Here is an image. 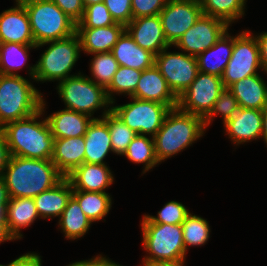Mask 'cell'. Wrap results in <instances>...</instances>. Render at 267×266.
Here are the masks:
<instances>
[{
  "label": "cell",
  "instance_id": "5b68a950",
  "mask_svg": "<svg viewBox=\"0 0 267 266\" xmlns=\"http://www.w3.org/2000/svg\"><path fill=\"white\" fill-rule=\"evenodd\" d=\"M45 44L51 45L42 54L37 64L30 67L29 74L31 78L36 81L45 82L48 80L63 81L70 77L68 74L79 58V52L81 50V42L78 34L75 33L61 40L45 42L36 47Z\"/></svg>",
  "mask_w": 267,
  "mask_h": 266
},
{
  "label": "cell",
  "instance_id": "681fc988",
  "mask_svg": "<svg viewBox=\"0 0 267 266\" xmlns=\"http://www.w3.org/2000/svg\"><path fill=\"white\" fill-rule=\"evenodd\" d=\"M93 266H122L116 263L111 262L110 260L106 259L105 257L97 256L93 259Z\"/></svg>",
  "mask_w": 267,
  "mask_h": 266
},
{
  "label": "cell",
  "instance_id": "e575fe53",
  "mask_svg": "<svg viewBox=\"0 0 267 266\" xmlns=\"http://www.w3.org/2000/svg\"><path fill=\"white\" fill-rule=\"evenodd\" d=\"M142 71L130 67L119 66L117 72L114 74L110 85L106 88L109 100L114 103L111 96L113 92L126 93L130 97L134 94L137 84L139 82Z\"/></svg>",
  "mask_w": 267,
  "mask_h": 266
},
{
  "label": "cell",
  "instance_id": "60d3db41",
  "mask_svg": "<svg viewBox=\"0 0 267 266\" xmlns=\"http://www.w3.org/2000/svg\"><path fill=\"white\" fill-rule=\"evenodd\" d=\"M104 3L115 22L126 26L133 19L131 0H104Z\"/></svg>",
  "mask_w": 267,
  "mask_h": 266
},
{
  "label": "cell",
  "instance_id": "db71d44e",
  "mask_svg": "<svg viewBox=\"0 0 267 266\" xmlns=\"http://www.w3.org/2000/svg\"><path fill=\"white\" fill-rule=\"evenodd\" d=\"M41 1H48V0H16V4L19 6H25L34 2H41Z\"/></svg>",
  "mask_w": 267,
  "mask_h": 266
},
{
  "label": "cell",
  "instance_id": "ba28073f",
  "mask_svg": "<svg viewBox=\"0 0 267 266\" xmlns=\"http://www.w3.org/2000/svg\"><path fill=\"white\" fill-rule=\"evenodd\" d=\"M94 81L81 75V73L71 75L60 81L57 89L66 104V109L92 116L91 113L95 110L112 104L108 98L106 88Z\"/></svg>",
  "mask_w": 267,
  "mask_h": 266
},
{
  "label": "cell",
  "instance_id": "484cf974",
  "mask_svg": "<svg viewBox=\"0 0 267 266\" xmlns=\"http://www.w3.org/2000/svg\"><path fill=\"white\" fill-rule=\"evenodd\" d=\"M73 194V187L67 177H64L52 188L34 197L36 209L41 218L61 216Z\"/></svg>",
  "mask_w": 267,
  "mask_h": 266
},
{
  "label": "cell",
  "instance_id": "d590c367",
  "mask_svg": "<svg viewBox=\"0 0 267 266\" xmlns=\"http://www.w3.org/2000/svg\"><path fill=\"white\" fill-rule=\"evenodd\" d=\"M183 231L184 246H201L209 238L210 228L208 222L196 215L189 213L181 224Z\"/></svg>",
  "mask_w": 267,
  "mask_h": 266
},
{
  "label": "cell",
  "instance_id": "9c48e42d",
  "mask_svg": "<svg viewBox=\"0 0 267 266\" xmlns=\"http://www.w3.org/2000/svg\"><path fill=\"white\" fill-rule=\"evenodd\" d=\"M131 103L111 107V111L131 130L140 135H156L170 110L167 105L132 98Z\"/></svg>",
  "mask_w": 267,
  "mask_h": 266
},
{
  "label": "cell",
  "instance_id": "e0dca14e",
  "mask_svg": "<svg viewBox=\"0 0 267 266\" xmlns=\"http://www.w3.org/2000/svg\"><path fill=\"white\" fill-rule=\"evenodd\" d=\"M35 44L25 6L5 10L0 14V43Z\"/></svg>",
  "mask_w": 267,
  "mask_h": 266
},
{
  "label": "cell",
  "instance_id": "603a6c76",
  "mask_svg": "<svg viewBox=\"0 0 267 266\" xmlns=\"http://www.w3.org/2000/svg\"><path fill=\"white\" fill-rule=\"evenodd\" d=\"M84 140V163L105 164L103 159L108 152H113L108 124L103 119L94 118L87 128Z\"/></svg>",
  "mask_w": 267,
  "mask_h": 266
},
{
  "label": "cell",
  "instance_id": "7dc6e473",
  "mask_svg": "<svg viewBox=\"0 0 267 266\" xmlns=\"http://www.w3.org/2000/svg\"><path fill=\"white\" fill-rule=\"evenodd\" d=\"M7 209H0V243L4 241L13 240L7 229Z\"/></svg>",
  "mask_w": 267,
  "mask_h": 266
},
{
  "label": "cell",
  "instance_id": "7a4b0ae2",
  "mask_svg": "<svg viewBox=\"0 0 267 266\" xmlns=\"http://www.w3.org/2000/svg\"><path fill=\"white\" fill-rule=\"evenodd\" d=\"M44 100L41 110L35 114L5 124L0 131L4 134L11 156L34 159H51L54 136L47 118L37 122L44 111Z\"/></svg>",
  "mask_w": 267,
  "mask_h": 266
},
{
  "label": "cell",
  "instance_id": "bcb514c9",
  "mask_svg": "<svg viewBox=\"0 0 267 266\" xmlns=\"http://www.w3.org/2000/svg\"><path fill=\"white\" fill-rule=\"evenodd\" d=\"M259 45L260 62L262 69L267 72V32L256 37Z\"/></svg>",
  "mask_w": 267,
  "mask_h": 266
},
{
  "label": "cell",
  "instance_id": "ab89813d",
  "mask_svg": "<svg viewBox=\"0 0 267 266\" xmlns=\"http://www.w3.org/2000/svg\"><path fill=\"white\" fill-rule=\"evenodd\" d=\"M239 109V103L233 93L228 88H224L221 91L219 98L215 101L212 110L204 118L205 127L210 124L211 120H213V116L217 113H220L223 116V123L225 124Z\"/></svg>",
  "mask_w": 267,
  "mask_h": 266
},
{
  "label": "cell",
  "instance_id": "ac0fdd59",
  "mask_svg": "<svg viewBox=\"0 0 267 266\" xmlns=\"http://www.w3.org/2000/svg\"><path fill=\"white\" fill-rule=\"evenodd\" d=\"M73 190L102 192L113 183V175L105 164L83 163L66 176Z\"/></svg>",
  "mask_w": 267,
  "mask_h": 266
},
{
  "label": "cell",
  "instance_id": "83f0119b",
  "mask_svg": "<svg viewBox=\"0 0 267 266\" xmlns=\"http://www.w3.org/2000/svg\"><path fill=\"white\" fill-rule=\"evenodd\" d=\"M6 214L7 229L14 240L21 238V228L30 226L39 217L35 201L31 197H10Z\"/></svg>",
  "mask_w": 267,
  "mask_h": 266
},
{
  "label": "cell",
  "instance_id": "f6af8a7d",
  "mask_svg": "<svg viewBox=\"0 0 267 266\" xmlns=\"http://www.w3.org/2000/svg\"><path fill=\"white\" fill-rule=\"evenodd\" d=\"M10 152L4 134L0 131V176H3V171L8 165Z\"/></svg>",
  "mask_w": 267,
  "mask_h": 266
},
{
  "label": "cell",
  "instance_id": "30bf717a",
  "mask_svg": "<svg viewBox=\"0 0 267 266\" xmlns=\"http://www.w3.org/2000/svg\"><path fill=\"white\" fill-rule=\"evenodd\" d=\"M252 36L249 31H243L234 37L232 55L222 75L224 88L248 76L258 74L257 69L262 68L259 45L256 37Z\"/></svg>",
  "mask_w": 267,
  "mask_h": 266
},
{
  "label": "cell",
  "instance_id": "f907efd6",
  "mask_svg": "<svg viewBox=\"0 0 267 266\" xmlns=\"http://www.w3.org/2000/svg\"><path fill=\"white\" fill-rule=\"evenodd\" d=\"M184 262H166V261H154L144 263L143 266H184Z\"/></svg>",
  "mask_w": 267,
  "mask_h": 266
},
{
  "label": "cell",
  "instance_id": "8fae6325",
  "mask_svg": "<svg viewBox=\"0 0 267 266\" xmlns=\"http://www.w3.org/2000/svg\"><path fill=\"white\" fill-rule=\"evenodd\" d=\"M223 89L222 77L198 72L194 81L178 97V107L205 118Z\"/></svg>",
  "mask_w": 267,
  "mask_h": 266
},
{
  "label": "cell",
  "instance_id": "ffe728a7",
  "mask_svg": "<svg viewBox=\"0 0 267 266\" xmlns=\"http://www.w3.org/2000/svg\"><path fill=\"white\" fill-rule=\"evenodd\" d=\"M124 31L125 25L117 22L107 27L76 28L81 50L88 54L111 52Z\"/></svg>",
  "mask_w": 267,
  "mask_h": 266
},
{
  "label": "cell",
  "instance_id": "9a60e30c",
  "mask_svg": "<svg viewBox=\"0 0 267 266\" xmlns=\"http://www.w3.org/2000/svg\"><path fill=\"white\" fill-rule=\"evenodd\" d=\"M132 39L143 49L158 55L163 49L170 47L167 42L159 14L132 19L125 26Z\"/></svg>",
  "mask_w": 267,
  "mask_h": 266
},
{
  "label": "cell",
  "instance_id": "2e32d148",
  "mask_svg": "<svg viewBox=\"0 0 267 266\" xmlns=\"http://www.w3.org/2000/svg\"><path fill=\"white\" fill-rule=\"evenodd\" d=\"M131 98L162 103L170 109L178 106V97L172 92L155 64L142 71Z\"/></svg>",
  "mask_w": 267,
  "mask_h": 266
},
{
  "label": "cell",
  "instance_id": "1f68e13d",
  "mask_svg": "<svg viewBox=\"0 0 267 266\" xmlns=\"http://www.w3.org/2000/svg\"><path fill=\"white\" fill-rule=\"evenodd\" d=\"M205 15L219 18L228 25L244 15L246 0H199ZM244 7V8H243Z\"/></svg>",
  "mask_w": 267,
  "mask_h": 266
},
{
  "label": "cell",
  "instance_id": "3957f363",
  "mask_svg": "<svg viewBox=\"0 0 267 266\" xmlns=\"http://www.w3.org/2000/svg\"><path fill=\"white\" fill-rule=\"evenodd\" d=\"M205 128L203 117L185 112L178 106L170 109L161 128L153 137L159 163L199 139L204 135Z\"/></svg>",
  "mask_w": 267,
  "mask_h": 266
},
{
  "label": "cell",
  "instance_id": "6da1fadb",
  "mask_svg": "<svg viewBox=\"0 0 267 266\" xmlns=\"http://www.w3.org/2000/svg\"><path fill=\"white\" fill-rule=\"evenodd\" d=\"M3 179L10 197L34 198L58 184L65 176L51 159L10 156Z\"/></svg>",
  "mask_w": 267,
  "mask_h": 266
},
{
  "label": "cell",
  "instance_id": "7c38bea8",
  "mask_svg": "<svg viewBox=\"0 0 267 266\" xmlns=\"http://www.w3.org/2000/svg\"><path fill=\"white\" fill-rule=\"evenodd\" d=\"M163 49L155 56V66L166 79L172 92L179 97L197 76L198 63L195 56L168 52Z\"/></svg>",
  "mask_w": 267,
  "mask_h": 266
},
{
  "label": "cell",
  "instance_id": "cb8c5ba5",
  "mask_svg": "<svg viewBox=\"0 0 267 266\" xmlns=\"http://www.w3.org/2000/svg\"><path fill=\"white\" fill-rule=\"evenodd\" d=\"M233 45L234 38L226 31L212 47L196 57L198 71L222 77L232 55Z\"/></svg>",
  "mask_w": 267,
  "mask_h": 266
},
{
  "label": "cell",
  "instance_id": "4316f807",
  "mask_svg": "<svg viewBox=\"0 0 267 266\" xmlns=\"http://www.w3.org/2000/svg\"><path fill=\"white\" fill-rule=\"evenodd\" d=\"M228 89L242 108L262 110L267 103V85L259 74L241 79Z\"/></svg>",
  "mask_w": 267,
  "mask_h": 266
},
{
  "label": "cell",
  "instance_id": "5bb4252c",
  "mask_svg": "<svg viewBox=\"0 0 267 266\" xmlns=\"http://www.w3.org/2000/svg\"><path fill=\"white\" fill-rule=\"evenodd\" d=\"M229 25L223 20L202 14L174 44L187 54L197 57L212 47L228 30Z\"/></svg>",
  "mask_w": 267,
  "mask_h": 266
},
{
  "label": "cell",
  "instance_id": "7402d4cb",
  "mask_svg": "<svg viewBox=\"0 0 267 266\" xmlns=\"http://www.w3.org/2000/svg\"><path fill=\"white\" fill-rule=\"evenodd\" d=\"M119 66L143 71L155 63V55L140 47L125 30L111 50Z\"/></svg>",
  "mask_w": 267,
  "mask_h": 266
},
{
  "label": "cell",
  "instance_id": "277c9868",
  "mask_svg": "<svg viewBox=\"0 0 267 266\" xmlns=\"http://www.w3.org/2000/svg\"><path fill=\"white\" fill-rule=\"evenodd\" d=\"M42 100L38 90L21 75L0 74V128L38 112Z\"/></svg>",
  "mask_w": 267,
  "mask_h": 266
},
{
  "label": "cell",
  "instance_id": "d4e9b609",
  "mask_svg": "<svg viewBox=\"0 0 267 266\" xmlns=\"http://www.w3.org/2000/svg\"><path fill=\"white\" fill-rule=\"evenodd\" d=\"M90 117L81 112L63 109L47 117V121L54 138H69L84 136L94 119Z\"/></svg>",
  "mask_w": 267,
  "mask_h": 266
},
{
  "label": "cell",
  "instance_id": "ee69618b",
  "mask_svg": "<svg viewBox=\"0 0 267 266\" xmlns=\"http://www.w3.org/2000/svg\"><path fill=\"white\" fill-rule=\"evenodd\" d=\"M0 266H41V258L35 253H26L8 265L0 264Z\"/></svg>",
  "mask_w": 267,
  "mask_h": 266
},
{
  "label": "cell",
  "instance_id": "d6a6232c",
  "mask_svg": "<svg viewBox=\"0 0 267 266\" xmlns=\"http://www.w3.org/2000/svg\"><path fill=\"white\" fill-rule=\"evenodd\" d=\"M102 119L109 127L113 152L117 155H123L137 133L111 111V106L110 109L103 112Z\"/></svg>",
  "mask_w": 267,
  "mask_h": 266
},
{
  "label": "cell",
  "instance_id": "836d02e7",
  "mask_svg": "<svg viewBox=\"0 0 267 266\" xmlns=\"http://www.w3.org/2000/svg\"><path fill=\"white\" fill-rule=\"evenodd\" d=\"M151 138L137 134L123 154L134 163H145L143 173L159 163L155 154L154 140Z\"/></svg>",
  "mask_w": 267,
  "mask_h": 266
},
{
  "label": "cell",
  "instance_id": "74e56055",
  "mask_svg": "<svg viewBox=\"0 0 267 266\" xmlns=\"http://www.w3.org/2000/svg\"><path fill=\"white\" fill-rule=\"evenodd\" d=\"M104 2L89 5L84 8L82 19L76 24V28H98L115 24Z\"/></svg>",
  "mask_w": 267,
  "mask_h": 266
},
{
  "label": "cell",
  "instance_id": "44dd1931",
  "mask_svg": "<svg viewBox=\"0 0 267 266\" xmlns=\"http://www.w3.org/2000/svg\"><path fill=\"white\" fill-rule=\"evenodd\" d=\"M84 136L55 138L51 160L66 177L84 163Z\"/></svg>",
  "mask_w": 267,
  "mask_h": 266
},
{
  "label": "cell",
  "instance_id": "c3c4849f",
  "mask_svg": "<svg viewBox=\"0 0 267 266\" xmlns=\"http://www.w3.org/2000/svg\"><path fill=\"white\" fill-rule=\"evenodd\" d=\"M10 196L8 189L6 188L5 181L2 176H0V209H7V204L9 202Z\"/></svg>",
  "mask_w": 267,
  "mask_h": 266
},
{
  "label": "cell",
  "instance_id": "8992f818",
  "mask_svg": "<svg viewBox=\"0 0 267 266\" xmlns=\"http://www.w3.org/2000/svg\"><path fill=\"white\" fill-rule=\"evenodd\" d=\"M36 46L68 38L76 33V23L52 0L25 5Z\"/></svg>",
  "mask_w": 267,
  "mask_h": 266
},
{
  "label": "cell",
  "instance_id": "8d00e7d4",
  "mask_svg": "<svg viewBox=\"0 0 267 266\" xmlns=\"http://www.w3.org/2000/svg\"><path fill=\"white\" fill-rule=\"evenodd\" d=\"M90 66L92 77L97 80L94 82L107 88L117 72L119 64L111 52H106L95 53Z\"/></svg>",
  "mask_w": 267,
  "mask_h": 266
},
{
  "label": "cell",
  "instance_id": "f35d334b",
  "mask_svg": "<svg viewBox=\"0 0 267 266\" xmlns=\"http://www.w3.org/2000/svg\"><path fill=\"white\" fill-rule=\"evenodd\" d=\"M190 212L180 202L170 201L158 212V216L144 215L142 223L182 224Z\"/></svg>",
  "mask_w": 267,
  "mask_h": 266
},
{
  "label": "cell",
  "instance_id": "d6986e66",
  "mask_svg": "<svg viewBox=\"0 0 267 266\" xmlns=\"http://www.w3.org/2000/svg\"><path fill=\"white\" fill-rule=\"evenodd\" d=\"M262 119V110L240 107L224 126L229 137L238 145L262 137Z\"/></svg>",
  "mask_w": 267,
  "mask_h": 266
},
{
  "label": "cell",
  "instance_id": "4dcf8cb0",
  "mask_svg": "<svg viewBox=\"0 0 267 266\" xmlns=\"http://www.w3.org/2000/svg\"><path fill=\"white\" fill-rule=\"evenodd\" d=\"M31 48H37L36 44L0 43V74L19 75L14 70L24 65Z\"/></svg>",
  "mask_w": 267,
  "mask_h": 266
},
{
  "label": "cell",
  "instance_id": "7bdbcfd3",
  "mask_svg": "<svg viewBox=\"0 0 267 266\" xmlns=\"http://www.w3.org/2000/svg\"><path fill=\"white\" fill-rule=\"evenodd\" d=\"M76 24L82 19L84 6L82 0H52Z\"/></svg>",
  "mask_w": 267,
  "mask_h": 266
},
{
  "label": "cell",
  "instance_id": "52a82bcc",
  "mask_svg": "<svg viewBox=\"0 0 267 266\" xmlns=\"http://www.w3.org/2000/svg\"><path fill=\"white\" fill-rule=\"evenodd\" d=\"M143 246L150 256L144 263L154 261L185 262L186 249L181 224L141 223Z\"/></svg>",
  "mask_w": 267,
  "mask_h": 266
},
{
  "label": "cell",
  "instance_id": "f546056e",
  "mask_svg": "<svg viewBox=\"0 0 267 266\" xmlns=\"http://www.w3.org/2000/svg\"><path fill=\"white\" fill-rule=\"evenodd\" d=\"M72 196L92 222L103 219L111 208L108 193L73 190Z\"/></svg>",
  "mask_w": 267,
  "mask_h": 266
},
{
  "label": "cell",
  "instance_id": "4fadbf2b",
  "mask_svg": "<svg viewBox=\"0 0 267 266\" xmlns=\"http://www.w3.org/2000/svg\"><path fill=\"white\" fill-rule=\"evenodd\" d=\"M202 14L199 0H168L159 13L167 42L174 45Z\"/></svg>",
  "mask_w": 267,
  "mask_h": 266
},
{
  "label": "cell",
  "instance_id": "b9f144b4",
  "mask_svg": "<svg viewBox=\"0 0 267 266\" xmlns=\"http://www.w3.org/2000/svg\"><path fill=\"white\" fill-rule=\"evenodd\" d=\"M168 0H131L133 19L158 15Z\"/></svg>",
  "mask_w": 267,
  "mask_h": 266
},
{
  "label": "cell",
  "instance_id": "f5cc1de1",
  "mask_svg": "<svg viewBox=\"0 0 267 266\" xmlns=\"http://www.w3.org/2000/svg\"><path fill=\"white\" fill-rule=\"evenodd\" d=\"M68 266H93V259L75 262Z\"/></svg>",
  "mask_w": 267,
  "mask_h": 266
},
{
  "label": "cell",
  "instance_id": "f1b7e54d",
  "mask_svg": "<svg viewBox=\"0 0 267 266\" xmlns=\"http://www.w3.org/2000/svg\"><path fill=\"white\" fill-rule=\"evenodd\" d=\"M92 221L85 215L78 201L71 196L63 210L59 225L67 239H77L89 230Z\"/></svg>",
  "mask_w": 267,
  "mask_h": 266
},
{
  "label": "cell",
  "instance_id": "816d5d0a",
  "mask_svg": "<svg viewBox=\"0 0 267 266\" xmlns=\"http://www.w3.org/2000/svg\"><path fill=\"white\" fill-rule=\"evenodd\" d=\"M262 112H263L262 137L267 144V103L265 104L264 108L262 109Z\"/></svg>",
  "mask_w": 267,
  "mask_h": 266
},
{
  "label": "cell",
  "instance_id": "11a10c76",
  "mask_svg": "<svg viewBox=\"0 0 267 266\" xmlns=\"http://www.w3.org/2000/svg\"><path fill=\"white\" fill-rule=\"evenodd\" d=\"M101 2H104V0H82L84 8L89 5H93V4L101 3Z\"/></svg>",
  "mask_w": 267,
  "mask_h": 266
}]
</instances>
